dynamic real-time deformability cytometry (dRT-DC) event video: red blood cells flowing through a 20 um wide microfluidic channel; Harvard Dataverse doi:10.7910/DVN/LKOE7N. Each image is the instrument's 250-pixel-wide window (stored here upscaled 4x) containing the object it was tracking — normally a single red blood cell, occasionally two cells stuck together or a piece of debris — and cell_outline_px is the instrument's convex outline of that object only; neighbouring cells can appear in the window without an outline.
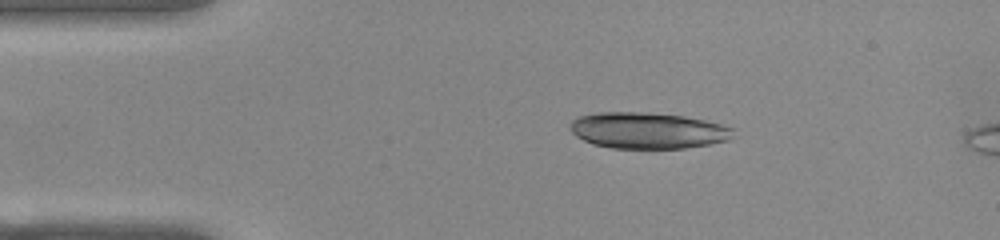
{"species": "common noctule bat (a hibernating species)", "species_latin": "Nyctalus noctula", "temperature_condition": "warm", "stored_images_in_passage": 52, "camera_frame_rate_fps": 3000, "um_per_image_px": 0.085, "animal": {"sex": "female", "body_mass_g": 22.0, "forearm_length_mm": 56.7}, "frame": {"image": 1, "passage_image": 9, "time_ms": 2.667, "image_size_px": [1000, 240], "cell_outline_px": [[732, 136], [728, 140], [708, 144], [684, 148], [612, 148], [592, 144], [576, 136], [568, 128], [568, 124], [576, 116], [596, 112], [648, 112], [684, 116], [704, 120], [720, 124], [732, 128]], "centroid_in_image_um": [54.98, 11.08], "position_along_channel_um": 30.0, "area_um2": 34.51}}